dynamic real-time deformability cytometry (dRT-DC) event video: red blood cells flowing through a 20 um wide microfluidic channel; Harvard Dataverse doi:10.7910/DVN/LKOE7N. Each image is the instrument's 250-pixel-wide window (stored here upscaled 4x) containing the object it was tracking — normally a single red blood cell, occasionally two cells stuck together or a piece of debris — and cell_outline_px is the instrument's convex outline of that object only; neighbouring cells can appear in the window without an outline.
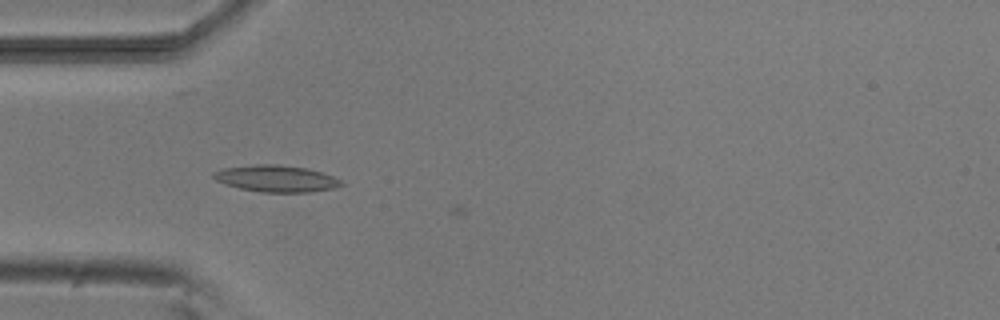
{"species": "common noctule bat (a hibernating species)", "species_latin": "Nyctalus noctula", "temperature_condition": "room temperature", "stored_images_in_passage": 7, "camera_frame_rate_fps": 3000, "um_per_image_px": 0.085, "animal": {"sex": "male", "body_mass_g": 20.5, "forearm_length_mm": 52.5}, "frame": {"image": 1, "passage_image": 6, "time_ms": 5.667, "image_size_px": [1000, 320], "cell_outline_px": [[344, 184], [332, 188], [312, 192], [260, 192], [240, 188], [216, 180], [212, 176], [212, 172], [224, 168], [256, 164], [280, 164], [304, 168], [320, 172], [332, 176], [340, 180]], "centroid_in_image_um": [23.46, 15.17], "position_along_channel_um": 61.5, "area_um2": 19.59}}
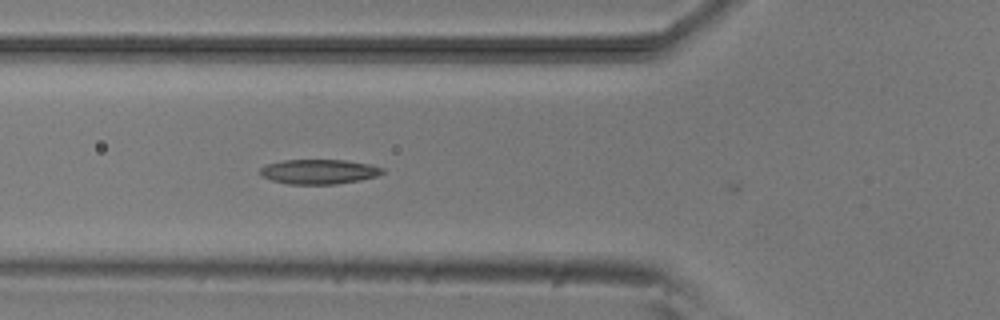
{"frame": {"image": 2, "passage_image": 7, "time_ms": 6.667, "image_size_px": [1000, 320], "cell_outline_px": [[384, 172], [376, 176], [360, 180], [336, 184], [288, 184], [272, 180], [260, 176], [260, 168], [264, 164], [284, 160], [344, 160], [368, 164], [384, 168]], "centroid_in_image_um": [27.07, 14.59], "position_along_channel_um": 98.7, "area_um2": 17.63}}